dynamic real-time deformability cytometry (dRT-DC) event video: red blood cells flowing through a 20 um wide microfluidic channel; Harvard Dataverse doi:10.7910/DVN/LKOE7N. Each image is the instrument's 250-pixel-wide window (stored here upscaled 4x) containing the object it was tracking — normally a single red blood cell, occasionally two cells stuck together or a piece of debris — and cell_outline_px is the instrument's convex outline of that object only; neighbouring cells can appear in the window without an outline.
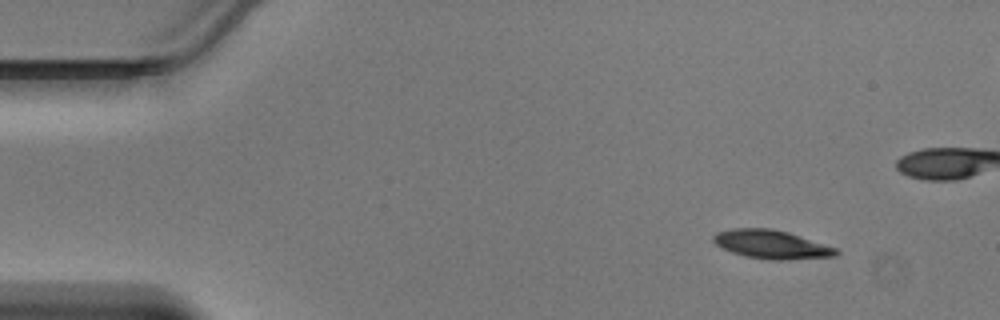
{"species": "Egyptian fruit bat (a non-hibernating species)", "species_latin": "Rousettus aegyptiacus", "temperature_condition": "warm", "stored_images_in_passage": 43, "camera_frame_rate_fps": 3000, "um_per_image_px": 0.085, "animal": {"sex": "male"}, "frame": {"image": 1, "passage_image": 1, "time_ms": 0.0, "image_size_px": [1000, 320], "cell_outline_px": [[840, 252], [836, 256], [788, 260], [772, 260], [744, 256], [732, 252], [716, 244], [712, 240], [712, 236], [716, 232], [732, 228], [772, 228], [788, 232], [836, 248]], "centroid_in_image_um": [65.56, 20.77], "position_along_channel_um": 19.4, "area_um2": 20.46}}
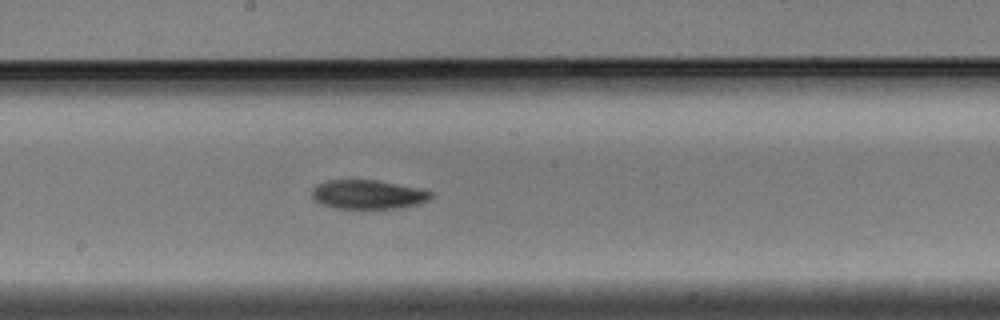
{"frame": {"image": 2, "passage_image": 21, "time_ms": 6.667, "image_size_px": [1000, 320], "cell_outline_px": [[432, 196], [428, 200], [416, 204], [400, 208], [336, 208], [320, 204], [312, 196], [312, 188], [316, 184], [324, 180], [376, 180], [420, 188], [432, 192]], "centroid_in_image_um": [31.25, 16.52], "position_along_channel_um": 217.0, "area_um2": 20.11}}
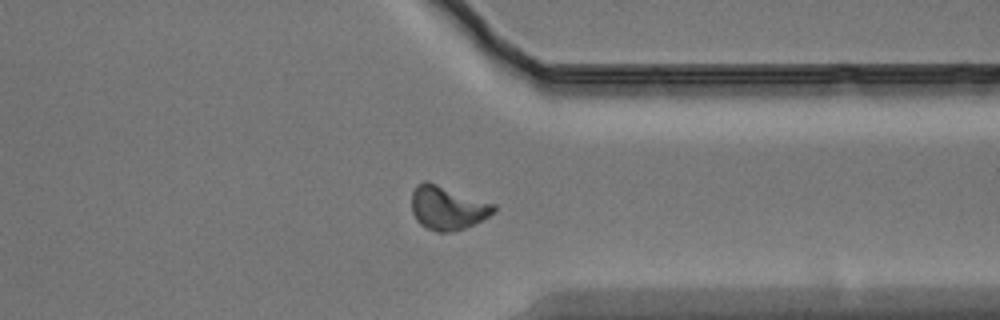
{"frame": {"image": 3, "passage_image": 32, "time_ms": 10.333, "image_size_px": [1000, 320], "cell_outline_px": [[496, 212], [464, 228], [452, 232], [436, 232], [420, 224], [416, 220], [412, 212], [412, 192], [416, 184], [424, 180], [428, 180], [496, 204]], "centroid_in_image_um": [38.02, 17.64], "position_along_channel_um": 373.4, "area_um2": 21.15}}